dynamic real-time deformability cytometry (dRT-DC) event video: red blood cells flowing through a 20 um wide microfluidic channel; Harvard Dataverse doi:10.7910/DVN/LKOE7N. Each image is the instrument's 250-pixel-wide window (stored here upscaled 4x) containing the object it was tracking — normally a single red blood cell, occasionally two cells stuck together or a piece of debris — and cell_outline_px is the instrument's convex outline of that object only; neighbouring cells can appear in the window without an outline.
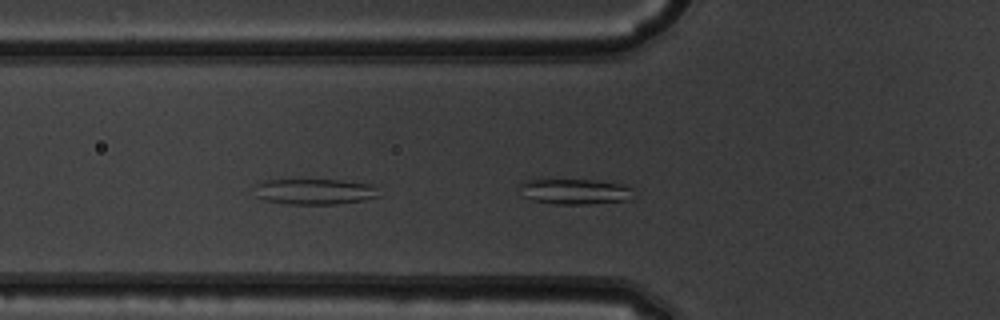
{"species": "common noctule bat (a hibernating species)", "species_latin": "Nyctalus noctula", "temperature_condition": "warm", "stored_images_in_passage": 11, "segment_of_instrument_passage": [1, 2], "camera_frame_rate_fps": 3000, "um_per_image_px": 0.085, "animal": {"sex": "male", "body_mass_g": 19.5, "forearm_length_mm": 54.6}, "frame": {"image": 1, "passage_image": 10, "time_ms": 3.0, "image_size_px": [1000, 320], "cell_outline_px": [[380, 196], [364, 200], [336, 204], [284, 204], [264, 200], [256, 196], [256, 184], [264, 180], [340, 180], [372, 184], [376, 188]], "centroid_in_image_um": [26.74, 16.29], "position_along_channel_um": 99.1, "area_um2": 18.67}}